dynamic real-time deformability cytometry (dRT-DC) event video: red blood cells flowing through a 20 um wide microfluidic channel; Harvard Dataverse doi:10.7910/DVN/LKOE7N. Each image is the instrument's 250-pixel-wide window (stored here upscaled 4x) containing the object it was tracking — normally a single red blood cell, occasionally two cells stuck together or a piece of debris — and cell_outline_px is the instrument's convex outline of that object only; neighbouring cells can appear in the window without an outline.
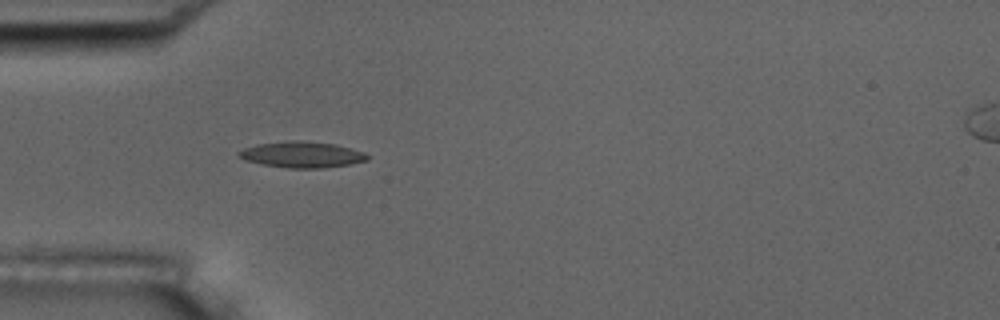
{"species": "common noctule bat (a hibernating species)", "species_latin": "Nyctalus noctula", "temperature_condition": "room temperature", "stored_images_in_passage": 5, "segment_of_instrument_passage": [1, 2], "camera_frame_rate_fps": 3000, "um_per_image_px": 0.085, "animal": {"sex": "male", "body_mass_g": 17.5, "forearm_length_mm": 52.3}, "frame": {"image": 1, "passage_image": 4, "time_ms": 4.333, "image_size_px": [1000, 320], "cell_outline_px": [[368, 160], [352, 164], [320, 168], [288, 168], [264, 164], [244, 160], [236, 156], [236, 152], [244, 148], [256, 144], [288, 140], [300, 140], [336, 144], [364, 152], [368, 156]], "centroid_in_image_um": [25.63, 13.13], "position_along_channel_um": 59.4, "area_um2": 19.65}}